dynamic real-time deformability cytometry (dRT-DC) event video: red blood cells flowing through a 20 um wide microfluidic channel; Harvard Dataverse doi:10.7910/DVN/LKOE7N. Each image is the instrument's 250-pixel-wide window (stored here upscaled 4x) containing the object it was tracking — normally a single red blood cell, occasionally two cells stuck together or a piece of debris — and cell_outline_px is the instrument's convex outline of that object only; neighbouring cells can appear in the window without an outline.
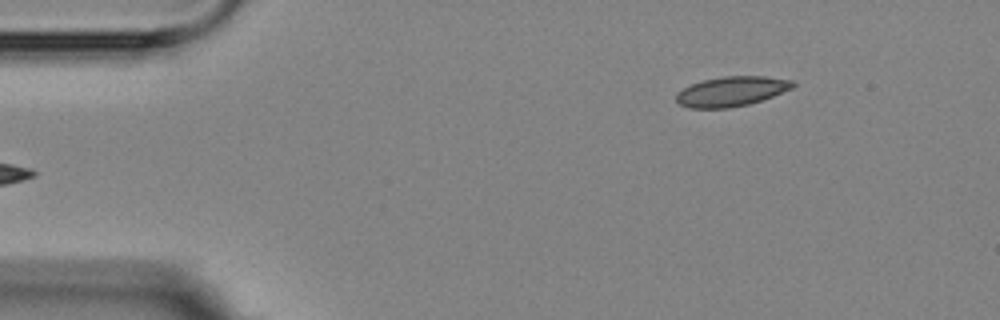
{"species": "Egyptian fruit bat (a non-hibernating species)", "species_latin": "Rousettus aegyptiacus", "temperature_condition": "room temperature", "stored_images_in_passage": 3, "camera_frame_rate_fps": 3000, "um_per_image_px": 0.085, "animal": {"sex": "female"}, "frame": {"image": 1, "passage_image": 3, "time_ms": 3.333, "image_size_px": [1000, 320], "cell_outline_px": [[796, 84], [792, 88], [772, 96], [748, 104], [728, 108], [688, 108], [680, 104], [676, 100], [676, 92], [692, 84], [704, 80], [724, 76], [764, 76], [792, 80]], "centroid_in_image_um": [62.16, 7.77], "position_along_channel_um": 22.8, "area_um2": 20.06}}